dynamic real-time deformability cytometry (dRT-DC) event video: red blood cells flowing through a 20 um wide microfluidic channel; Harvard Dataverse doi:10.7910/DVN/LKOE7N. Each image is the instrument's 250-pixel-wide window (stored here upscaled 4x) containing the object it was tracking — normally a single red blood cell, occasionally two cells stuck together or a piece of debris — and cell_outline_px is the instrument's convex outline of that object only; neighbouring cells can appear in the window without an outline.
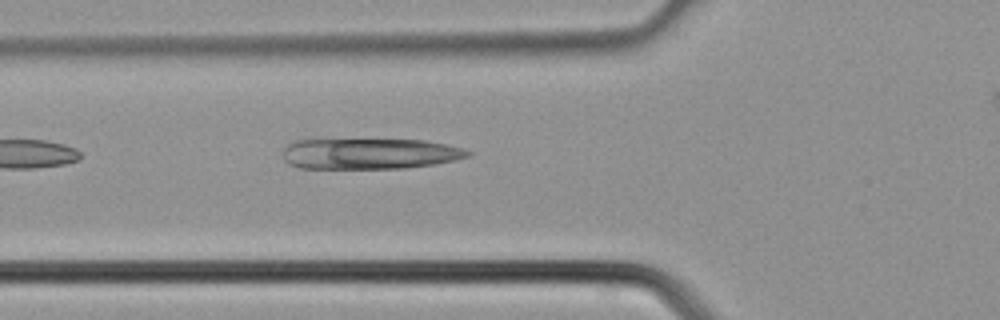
{"species": "common noctule bat (a hibernating species)", "species_latin": "Nyctalus noctula", "temperature_condition": "cold", "stored_images_in_passage": 24, "camera_frame_rate_fps": 3000, "um_per_image_px": 0.085, "animal": {"sex": "male", "body_mass_g": 21.5, "forearm_length_mm": 52.0}, "frame": {"image": 1, "passage_image": 3, "time_ms": 0.667, "image_size_px": [1000, 320], "cell_outline_px": [[472, 152], [468, 156], [436, 164], [404, 168], [300, 168], [288, 164], [284, 160], [284, 148], [292, 140], [308, 136], [424, 140], [444, 144], [460, 148]], "centroid_in_image_um": [31.24, 13.0], "position_along_channel_um": 94.6, "area_um2": 34.8}}
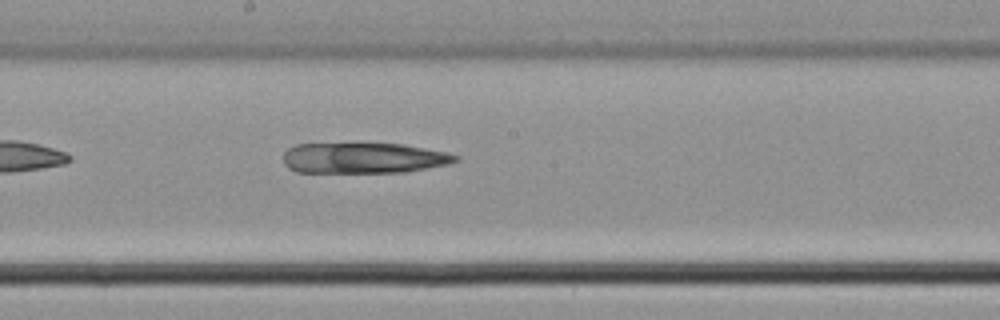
{"frame": {"image": 2, "passage_image": 10, "time_ms": 3.0, "image_size_px": [1000, 320], "cell_outline_px": [[460, 160], [448, 164], [404, 172], [296, 172], [288, 168], [284, 164], [284, 152], [288, 148], [296, 144], [356, 140], [404, 144], [444, 152], [460, 156]], "centroid_in_image_um": [30.85, 13.37], "position_along_channel_um": 217.4, "area_um2": 32.14}}
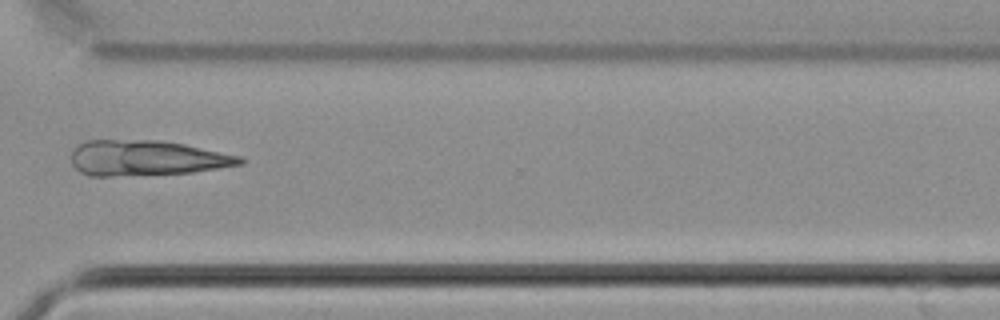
{"frame": {"image": 3, "passage_image": 18, "time_ms": 5.667, "image_size_px": [1000, 320], "cell_outline_px": [[244, 164], [220, 168], [192, 172], [108, 176], [88, 176], [80, 172], [72, 164], [72, 148], [88, 140], [156, 140], [184, 144], [244, 156]], "centroid_in_image_um": [12.48, 13.43], "position_along_channel_um": 358.1, "area_um2": 34.8}}